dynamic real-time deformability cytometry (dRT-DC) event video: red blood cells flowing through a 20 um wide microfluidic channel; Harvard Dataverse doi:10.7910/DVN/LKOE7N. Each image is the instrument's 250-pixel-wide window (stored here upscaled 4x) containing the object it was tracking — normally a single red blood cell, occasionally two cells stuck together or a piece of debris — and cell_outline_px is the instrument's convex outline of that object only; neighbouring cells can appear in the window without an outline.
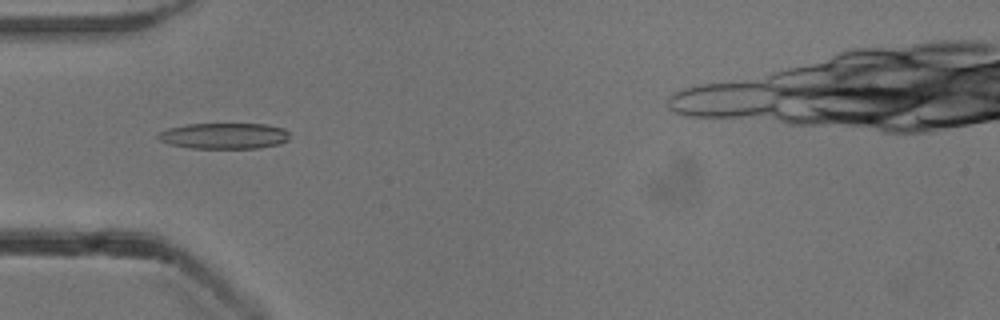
{"species": "common noctule bat (a hibernating species)", "species_latin": "Nyctalus noctula", "temperature_condition": "cold", "stored_images_in_passage": 42, "camera_frame_rate_fps": 3000, "um_per_image_px": 0.085, "animal": {"sex": "male", "body_mass_g": 13.3}, "frame": {"image": 1, "passage_image": 9, "time_ms": 2.667, "image_size_px": [1000, 320], "cell_outline_px": [[288, 140], [280, 144], [256, 148], [192, 148], [172, 144], [160, 140], [156, 136], [160, 132], [168, 128], [188, 124], [268, 124], [284, 128], [288, 132]], "centroid_in_image_um": [19.08, 11.54], "position_along_channel_um": 65.9, "area_um2": 19.77}}
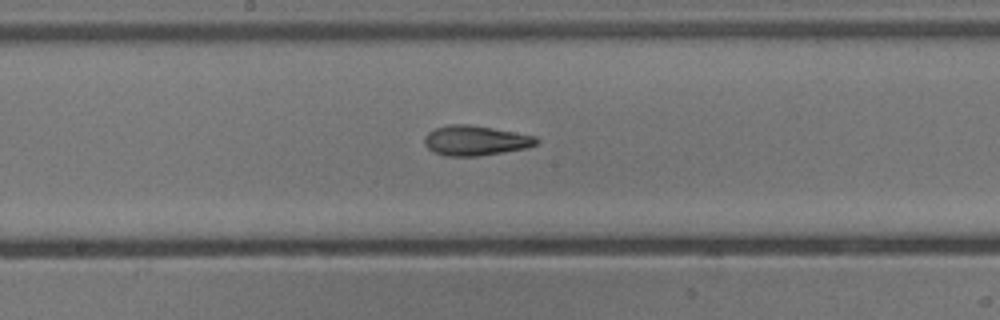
{"frame": {"image": 2, "passage_image": 20, "time_ms": 6.333, "image_size_px": [1000, 320], "cell_outline_px": [[540, 140], [536, 144], [528, 148], [476, 156], [448, 156], [432, 152], [424, 144], [424, 136], [428, 132], [436, 128], [448, 124], [468, 124], [492, 128], [536, 136]], "centroid_in_image_um": [40.39, 11.94], "position_along_channel_um": 207.8, "area_um2": 19.54}}
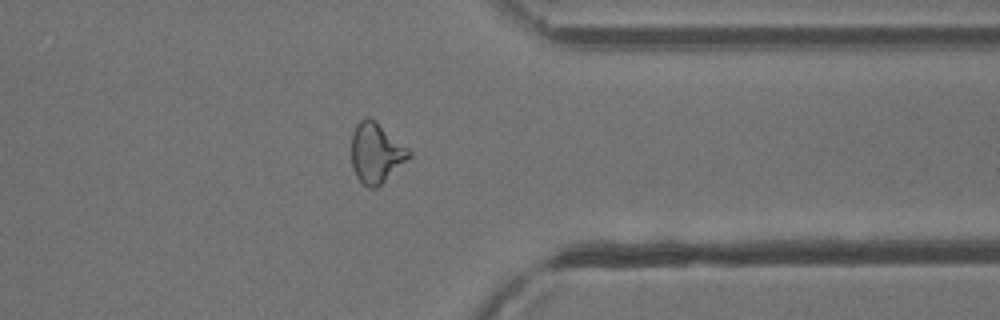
{"frame": {"image": 3, "passage_image": 34, "time_ms": 11.0, "image_size_px": [1000, 320], "cell_outline_px": [[412, 156], [376, 188], [368, 188], [356, 176], [352, 168], [352, 132], [356, 124], [364, 116], [368, 116], [408, 148], [412, 152]], "centroid_in_image_um": [31.95, 13.0], "position_along_channel_um": 379.4, "area_um2": 19.88}, "authors_computed_cell_mechanics": {"area_um2": 19.3341, "velocity_mm_per_s": 3.8517, "shape_relaxation_time_tau1_ms": 5.6362, "shape_relaxation_time_tau2_ms": 2.433, "deformation_change_tau1": 0.1758, "deformation_change_tau2": 0.1005}}